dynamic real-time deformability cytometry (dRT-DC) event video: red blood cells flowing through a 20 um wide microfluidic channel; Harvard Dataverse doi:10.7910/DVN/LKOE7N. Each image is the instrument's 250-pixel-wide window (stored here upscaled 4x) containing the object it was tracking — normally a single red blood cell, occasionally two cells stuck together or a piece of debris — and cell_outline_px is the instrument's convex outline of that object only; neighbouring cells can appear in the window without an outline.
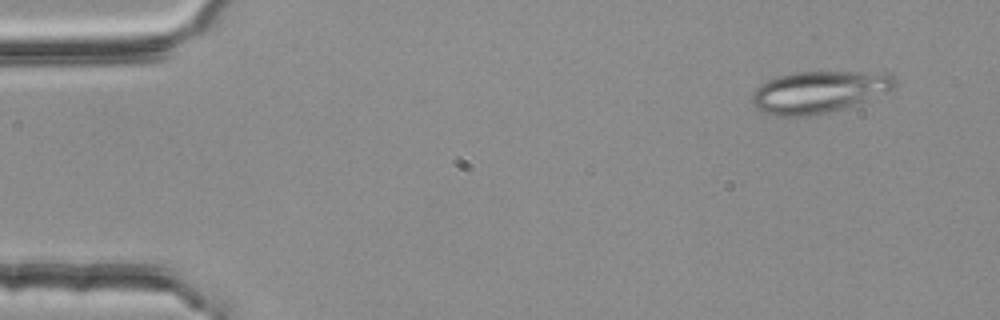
{"species": "common noctule bat (a hibernating species)", "species_latin": "Nyctalus noctula", "temperature_condition": "room temperature", "stored_images_in_passage": 3, "camera_frame_rate_fps": 3000, "um_per_image_px": 0.085, "animal": {"sex": "female", "body_mass_g": 25.1}, "frame": {"image": 1, "passage_image": 1, "time_ms": 0.0, "image_size_px": [1000, 320], "cell_outline_px": [[896, 88], [888, 92], [852, 108], [808, 116], [776, 116], [764, 112], [756, 108], [752, 104], [752, 92], [760, 84], [768, 80], [780, 76], [796, 72], [892, 72], [896, 76]], "centroid_in_image_um": [69.7, 7.82], "position_along_channel_um": 15.3, "area_um2": 35.72}}